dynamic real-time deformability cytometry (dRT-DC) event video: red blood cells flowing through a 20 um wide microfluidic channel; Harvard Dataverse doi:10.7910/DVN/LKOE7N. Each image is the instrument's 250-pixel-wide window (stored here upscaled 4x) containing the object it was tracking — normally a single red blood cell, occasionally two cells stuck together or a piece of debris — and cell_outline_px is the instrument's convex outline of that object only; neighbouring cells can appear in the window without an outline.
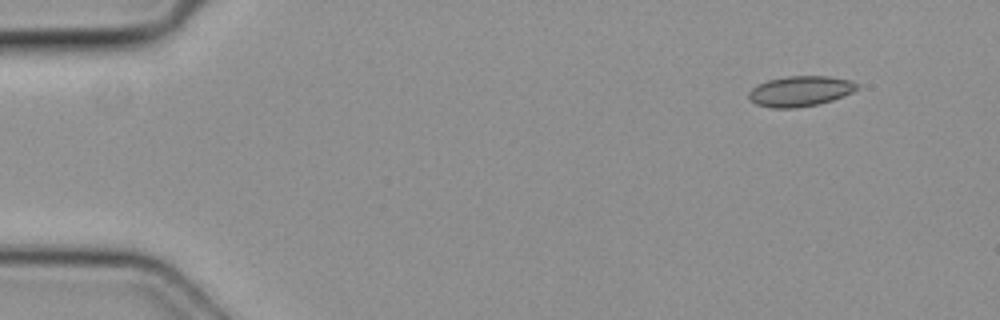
{"species": "common noctule bat (a hibernating species)", "species_latin": "Nyctalus noctula", "temperature_condition": "cold", "stored_images_in_passage": 3, "camera_frame_rate_fps": 3000, "um_per_image_px": 0.085, "animal": {"sex": "female", "body_mass_g": 19.3, "forearm_length_mm": 54.1}, "frame": {"image": 1, "passage_image": 1, "time_ms": 0.0, "image_size_px": [1000, 320], "cell_outline_px": [[860, 88], [844, 96], [820, 104], [796, 108], [772, 108], [756, 104], [748, 100], [748, 92], [756, 84], [768, 80], [788, 76], [828, 76], [852, 80]], "centroid_in_image_um": [68.0, 7.75], "position_along_channel_um": 17.0, "area_um2": 19.42}}